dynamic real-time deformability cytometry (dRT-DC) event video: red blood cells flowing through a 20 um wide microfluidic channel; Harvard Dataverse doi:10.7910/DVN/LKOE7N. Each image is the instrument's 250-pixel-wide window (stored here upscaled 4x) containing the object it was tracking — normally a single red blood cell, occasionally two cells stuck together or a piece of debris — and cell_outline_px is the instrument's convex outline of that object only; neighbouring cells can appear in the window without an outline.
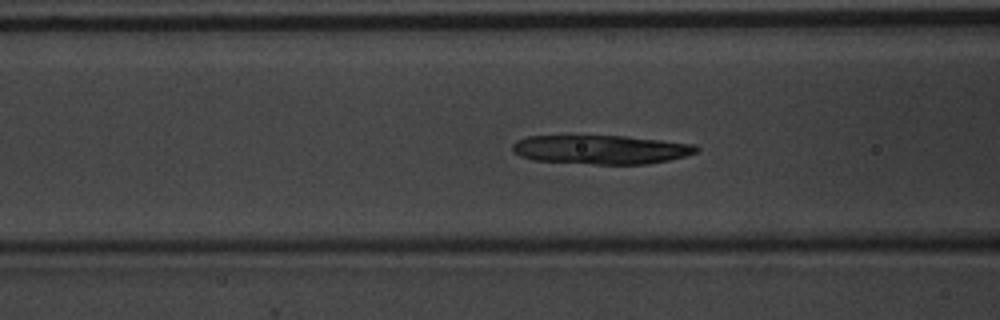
{"species": "common noctule bat (a hibernating species)", "species_latin": "Nyctalus noctula", "temperature_condition": "warm", "stored_images_in_passage": 43, "camera_frame_rate_fps": 3000, "um_per_image_px": 0.085, "animal": {"sex": "male", "body_mass_g": 20.1, "forearm_length_mm": 53.5}, "frame": {"image": 1, "passage_image": 10, "time_ms": 3.0, "image_size_px": [1000, 320], "cell_outline_px": [[700, 148], [696, 152], [684, 156], [668, 160], [644, 164], [592, 164], [532, 160], [520, 156], [512, 152], [512, 144], [516, 140], [528, 136], [624, 136], [696, 144]], "centroid_in_image_um": [51.04, 12.71], "position_along_channel_um": 115.6, "area_um2": 31.04}}
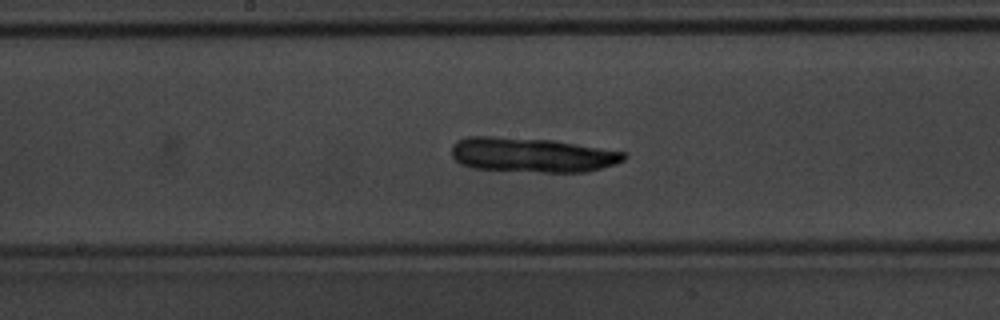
{"frame": {"image": 2, "passage_image": 17, "time_ms": 5.333, "image_size_px": [1000, 320], "cell_outline_px": [[628, 156], [624, 160], [616, 164], [588, 172], [540, 172], [472, 168], [460, 164], [452, 156], [452, 144], [456, 140], [468, 136], [492, 136], [552, 140], [624, 152]], "centroid_in_image_um": [45.19, 13.17], "position_along_channel_um": 203.0, "area_um2": 34.85}}
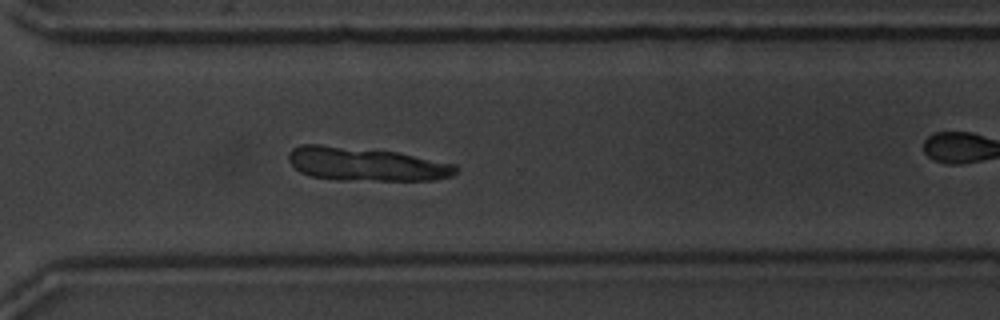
{"frame": {"image": 3, "passage_image": 28, "time_ms": 9.0, "image_size_px": [1000, 320], "cell_outline_px": [[460, 168], [452, 176], [432, 180], [336, 180], [312, 176], [300, 172], [288, 160], [288, 152], [292, 148], [300, 144], [320, 144], [396, 152], [456, 164]], "centroid_in_image_um": [31.09, 13.95], "position_along_channel_um": 339.5, "area_um2": 32.71}}